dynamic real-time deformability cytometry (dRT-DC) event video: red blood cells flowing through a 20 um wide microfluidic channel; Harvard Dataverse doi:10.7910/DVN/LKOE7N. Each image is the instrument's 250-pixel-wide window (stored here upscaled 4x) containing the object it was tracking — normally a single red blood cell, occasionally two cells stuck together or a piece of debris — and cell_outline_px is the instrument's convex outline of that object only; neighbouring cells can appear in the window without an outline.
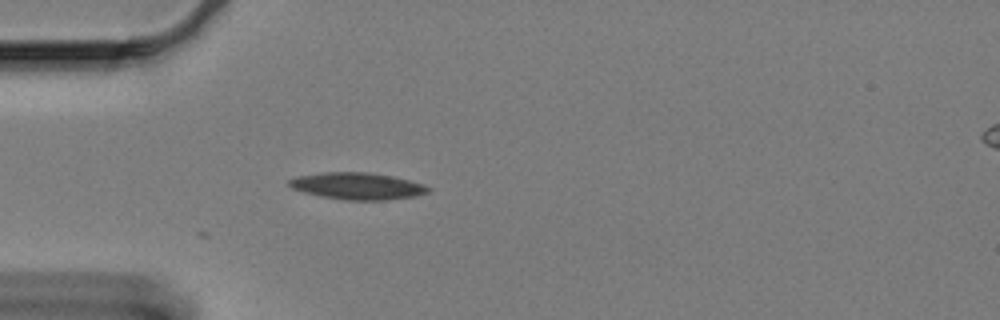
{"species": "Egyptian fruit bat (a non-hibernating species)", "species_latin": "Rousettus aegyptiacus", "temperature_condition": "cold", "stored_images_in_passage": 34, "camera_frame_rate_fps": 3000, "um_per_image_px": 0.085, "animal": {"sex": "female"}, "frame": {"image": 1, "passage_image": 1, "time_ms": 0.0, "image_size_px": [1000, 320], "cell_outline_px": [[432, 188], [428, 192], [416, 196], [388, 200], [344, 200], [320, 196], [304, 192], [292, 188], [288, 184], [288, 180], [296, 176], [324, 172], [368, 172], [392, 176], [424, 184]], "centroid_in_image_um": [30.38, 15.81], "position_along_channel_um": 54.6, "area_um2": 21.85}}
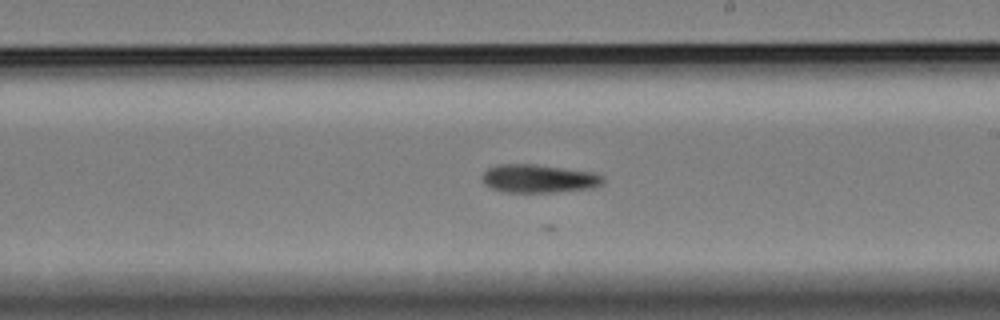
{"frame": {"image": 2, "passage_image": 19, "time_ms": 6.0, "image_size_px": [1000, 320], "cell_outline_px": [[604, 184], [596, 188], [552, 192], [504, 192], [492, 188], [484, 184], [480, 176], [488, 168], [496, 164], [536, 164], [592, 172], [604, 176]], "centroid_in_image_um": [45.8, 15.18], "position_along_channel_um": 243.2, "area_um2": 20.17}}
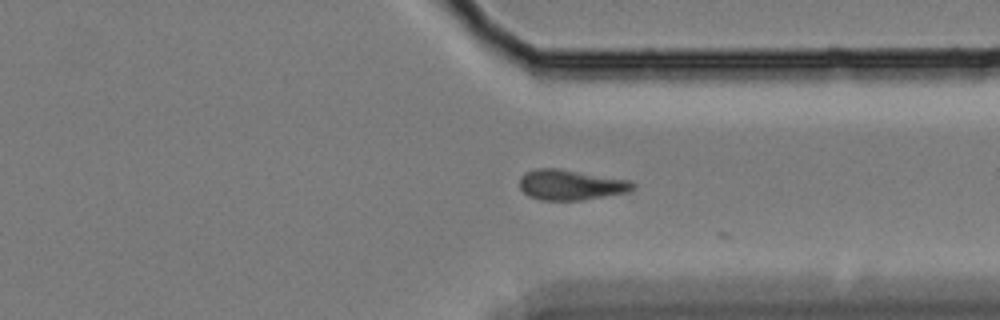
{"frame": {"image": 3, "passage_image": 30, "time_ms": 9.667, "image_size_px": [1000, 320], "cell_outline_px": [[636, 188], [628, 192], [580, 200], [540, 200], [528, 196], [520, 188], [520, 176], [524, 172], [536, 168], [560, 168], [632, 180], [636, 184]], "centroid_in_image_um": [48.53, 15.69], "position_along_channel_um": 362.9, "area_um2": 20.35}}